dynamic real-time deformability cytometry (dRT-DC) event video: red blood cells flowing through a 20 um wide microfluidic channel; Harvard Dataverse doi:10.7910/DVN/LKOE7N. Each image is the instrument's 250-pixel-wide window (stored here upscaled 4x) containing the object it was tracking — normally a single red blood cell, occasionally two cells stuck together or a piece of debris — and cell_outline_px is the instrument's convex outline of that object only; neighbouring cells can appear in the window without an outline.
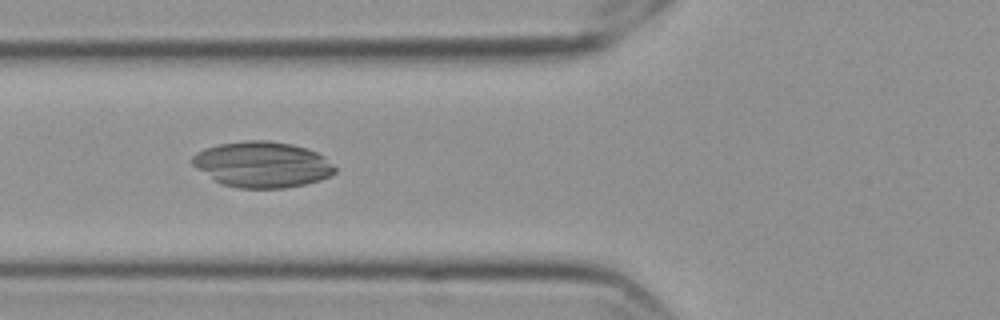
{"species": "Egyptian fruit bat (a non-hibernating species)", "species_latin": "Rousettus aegyptiacus", "temperature_condition": "cold", "stored_images_in_passage": 27, "camera_frame_rate_fps": 3000, "um_per_image_px": 0.085, "frame": {"image": 1, "passage_image": 7, "time_ms": 2.0, "image_size_px": [1000, 320], "cell_outline_px": [[336, 172], [320, 180], [304, 184], [284, 188], [240, 188], [224, 184], [216, 180], [196, 168], [192, 164], [192, 156], [196, 152], [204, 148], [220, 144], [244, 140], [268, 140], [292, 144], [308, 148], [324, 156], [336, 168]], "centroid_in_image_um": [22.3, 13.97], "position_along_channel_um": 103.5, "area_um2": 37.97}}
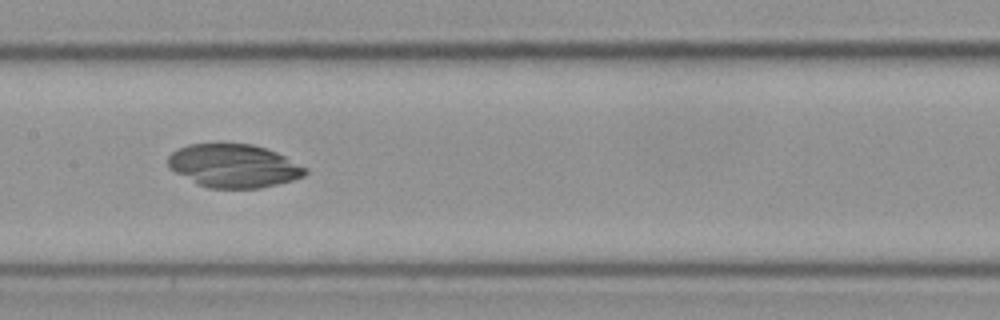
{"frame": {"image": 2, "passage_image": 14, "time_ms": 4.333, "image_size_px": [1000, 320], "cell_outline_px": [[308, 172], [304, 176], [292, 180], [260, 188], [208, 188], [168, 168], [168, 156], [172, 152], [188, 144], [252, 144], [276, 152], [308, 168]], "centroid_in_image_um": [19.89, 14.09], "position_along_channel_um": 187.5, "area_um2": 34.28}}
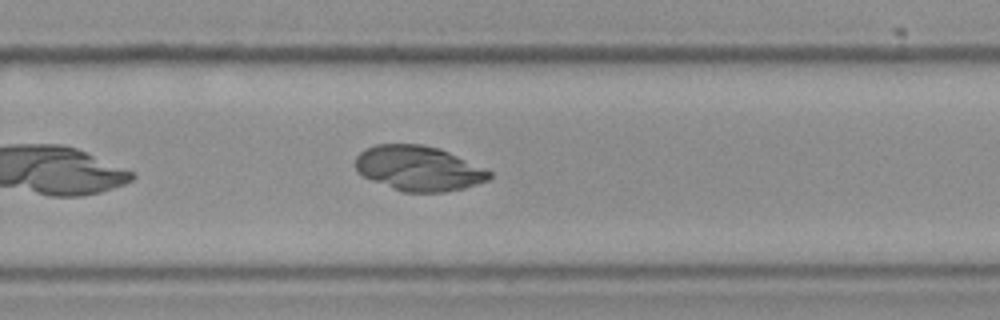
{"frame": {"image": 3, "passage_image": 23, "time_ms": 7.333, "image_size_px": [1000, 320], "cell_outline_px": [[492, 176], [488, 180], [464, 188], [444, 192], [404, 192], [392, 188], [372, 180], [364, 176], [356, 168], [356, 156], [360, 152], [376, 144], [420, 144], [440, 148], [492, 172]], "centroid_in_image_um": [35.59, 14.31], "position_along_channel_um": 294.2, "area_um2": 34.74}}